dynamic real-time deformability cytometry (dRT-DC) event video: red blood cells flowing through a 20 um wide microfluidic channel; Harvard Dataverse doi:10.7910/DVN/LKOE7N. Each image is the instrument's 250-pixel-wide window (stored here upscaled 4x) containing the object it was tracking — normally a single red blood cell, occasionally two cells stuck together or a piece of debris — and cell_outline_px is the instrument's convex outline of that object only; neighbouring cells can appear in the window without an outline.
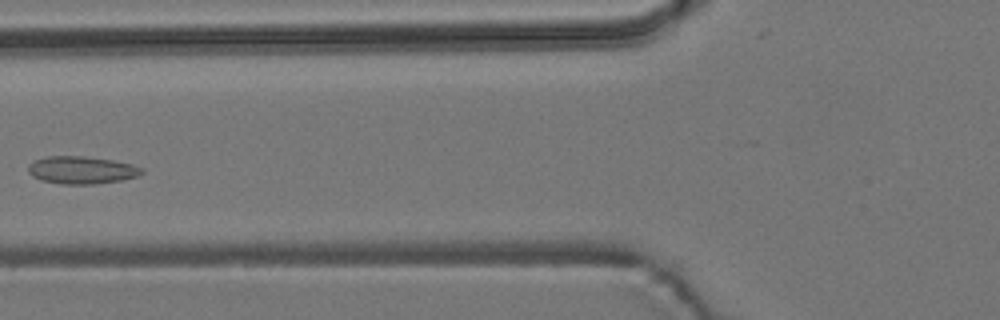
{"species": "common noctule bat (a hibernating species)", "species_latin": "Nyctalus noctula", "temperature_condition": "room temperature", "stored_images_in_passage": 7, "camera_frame_rate_fps": 3000, "um_per_image_px": 0.085, "animal": {"sex": "male", "body_mass_g": 19.2, "forearm_length_mm": 51.8}, "frame": {"image": 1, "passage_image": 6, "time_ms": 1.667, "image_size_px": [1000, 320], "cell_outline_px": [[144, 172], [136, 176], [120, 180], [92, 184], [60, 184], [40, 180], [32, 176], [28, 172], [28, 164], [32, 160], [44, 156], [84, 156], [112, 160], [132, 164], [144, 168]], "centroid_in_image_um": [6.88, 14.44], "position_along_channel_um": 118.9, "area_um2": 18.38}}
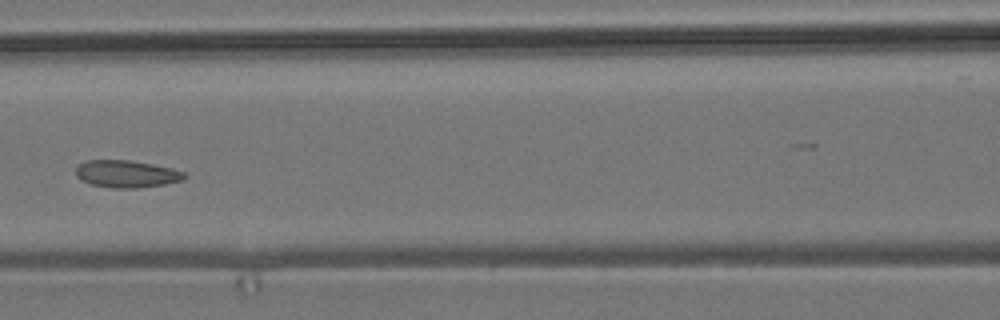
{"frame": {"image": 2, "passage_image": 7, "time_ms": 2.0, "image_size_px": [1000, 320], "cell_outline_px": [[188, 176], [184, 180], [164, 184], [136, 188], [112, 188], [92, 184], [76, 176], [76, 168], [80, 164], [88, 160], [128, 160], [152, 164], [172, 168], [184, 172]], "centroid_in_image_um": [10.8, 14.78], "position_along_channel_um": 155.8, "area_um2": 17.11}}